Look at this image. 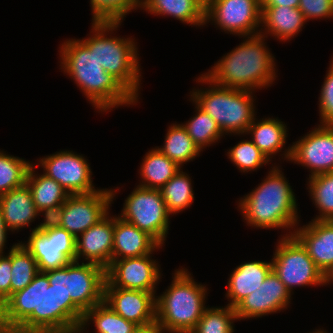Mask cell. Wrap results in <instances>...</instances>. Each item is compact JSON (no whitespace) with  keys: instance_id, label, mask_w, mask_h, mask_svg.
Returning <instances> with one entry per match:
<instances>
[{"instance_id":"obj_1","label":"cell","mask_w":333,"mask_h":333,"mask_svg":"<svg viewBox=\"0 0 333 333\" xmlns=\"http://www.w3.org/2000/svg\"><path fill=\"white\" fill-rule=\"evenodd\" d=\"M83 316L71 297L54 289L47 275L39 272L0 307V333H68Z\"/></svg>"},{"instance_id":"obj_2","label":"cell","mask_w":333,"mask_h":333,"mask_svg":"<svg viewBox=\"0 0 333 333\" xmlns=\"http://www.w3.org/2000/svg\"><path fill=\"white\" fill-rule=\"evenodd\" d=\"M59 45V69L74 81L98 113L140 103L115 77L108 74L80 39L69 38Z\"/></svg>"},{"instance_id":"obj_3","label":"cell","mask_w":333,"mask_h":333,"mask_svg":"<svg viewBox=\"0 0 333 333\" xmlns=\"http://www.w3.org/2000/svg\"><path fill=\"white\" fill-rule=\"evenodd\" d=\"M271 165L262 182L237 200V208L248 227L286 230L281 237L290 236L301 221L296 194L282 171L285 169Z\"/></svg>"},{"instance_id":"obj_4","label":"cell","mask_w":333,"mask_h":333,"mask_svg":"<svg viewBox=\"0 0 333 333\" xmlns=\"http://www.w3.org/2000/svg\"><path fill=\"white\" fill-rule=\"evenodd\" d=\"M267 39L261 33L243 36L239 45L203 73L214 83L232 89L257 92L271 87L278 79V69Z\"/></svg>"},{"instance_id":"obj_5","label":"cell","mask_w":333,"mask_h":333,"mask_svg":"<svg viewBox=\"0 0 333 333\" xmlns=\"http://www.w3.org/2000/svg\"><path fill=\"white\" fill-rule=\"evenodd\" d=\"M122 23L92 21L87 38L82 37L80 40L95 52L96 59L104 70L140 101L142 66L139 60L138 42L132 36H114Z\"/></svg>"},{"instance_id":"obj_6","label":"cell","mask_w":333,"mask_h":333,"mask_svg":"<svg viewBox=\"0 0 333 333\" xmlns=\"http://www.w3.org/2000/svg\"><path fill=\"white\" fill-rule=\"evenodd\" d=\"M179 267L166 290L155 296L156 322L164 333L193 331L208 307L209 288L196 282L186 267Z\"/></svg>"},{"instance_id":"obj_7","label":"cell","mask_w":333,"mask_h":333,"mask_svg":"<svg viewBox=\"0 0 333 333\" xmlns=\"http://www.w3.org/2000/svg\"><path fill=\"white\" fill-rule=\"evenodd\" d=\"M196 82L202 87L192 88L188 96L216 121L224 136L245 135L257 115L256 92L220 86L204 73Z\"/></svg>"},{"instance_id":"obj_8","label":"cell","mask_w":333,"mask_h":333,"mask_svg":"<svg viewBox=\"0 0 333 333\" xmlns=\"http://www.w3.org/2000/svg\"><path fill=\"white\" fill-rule=\"evenodd\" d=\"M44 273L49 284L71 297L84 313L104 301L106 269L98 264L70 261L64 267Z\"/></svg>"},{"instance_id":"obj_9","label":"cell","mask_w":333,"mask_h":333,"mask_svg":"<svg viewBox=\"0 0 333 333\" xmlns=\"http://www.w3.org/2000/svg\"><path fill=\"white\" fill-rule=\"evenodd\" d=\"M279 237L271 258L272 270L289 292L293 295L297 287H324V275L302 243L294 235Z\"/></svg>"},{"instance_id":"obj_10","label":"cell","mask_w":333,"mask_h":333,"mask_svg":"<svg viewBox=\"0 0 333 333\" xmlns=\"http://www.w3.org/2000/svg\"><path fill=\"white\" fill-rule=\"evenodd\" d=\"M118 216L152 236L161 246H165L172 216L167 210L160 189L137 185L125 198Z\"/></svg>"},{"instance_id":"obj_11","label":"cell","mask_w":333,"mask_h":333,"mask_svg":"<svg viewBox=\"0 0 333 333\" xmlns=\"http://www.w3.org/2000/svg\"><path fill=\"white\" fill-rule=\"evenodd\" d=\"M29 234L26 241L20 242L36 259L39 272L61 268L75 261L76 238L51 219L43 218L36 227L30 228Z\"/></svg>"},{"instance_id":"obj_12","label":"cell","mask_w":333,"mask_h":333,"mask_svg":"<svg viewBox=\"0 0 333 333\" xmlns=\"http://www.w3.org/2000/svg\"><path fill=\"white\" fill-rule=\"evenodd\" d=\"M119 189L101 188L91 194L70 195L50 219L77 238L111 211Z\"/></svg>"},{"instance_id":"obj_13","label":"cell","mask_w":333,"mask_h":333,"mask_svg":"<svg viewBox=\"0 0 333 333\" xmlns=\"http://www.w3.org/2000/svg\"><path fill=\"white\" fill-rule=\"evenodd\" d=\"M204 23L238 38L259 34L261 0H205Z\"/></svg>"},{"instance_id":"obj_14","label":"cell","mask_w":333,"mask_h":333,"mask_svg":"<svg viewBox=\"0 0 333 333\" xmlns=\"http://www.w3.org/2000/svg\"><path fill=\"white\" fill-rule=\"evenodd\" d=\"M37 160L33 164L43 169V174L58 182L70 195L91 194L101 189L95 188L88 159L80 153L66 149Z\"/></svg>"},{"instance_id":"obj_15","label":"cell","mask_w":333,"mask_h":333,"mask_svg":"<svg viewBox=\"0 0 333 333\" xmlns=\"http://www.w3.org/2000/svg\"><path fill=\"white\" fill-rule=\"evenodd\" d=\"M153 254L112 260L106 268L104 287L140 290L156 296L163 274L159 262L152 258Z\"/></svg>"},{"instance_id":"obj_16","label":"cell","mask_w":333,"mask_h":333,"mask_svg":"<svg viewBox=\"0 0 333 333\" xmlns=\"http://www.w3.org/2000/svg\"><path fill=\"white\" fill-rule=\"evenodd\" d=\"M299 138L291 143L289 162L308 169V178L333 172V125L317 124Z\"/></svg>"},{"instance_id":"obj_17","label":"cell","mask_w":333,"mask_h":333,"mask_svg":"<svg viewBox=\"0 0 333 333\" xmlns=\"http://www.w3.org/2000/svg\"><path fill=\"white\" fill-rule=\"evenodd\" d=\"M291 301L292 294L271 270L261 286L242 299L234 309L237 320L241 322L245 319H259L281 311L284 312L292 304Z\"/></svg>"},{"instance_id":"obj_18","label":"cell","mask_w":333,"mask_h":333,"mask_svg":"<svg viewBox=\"0 0 333 333\" xmlns=\"http://www.w3.org/2000/svg\"><path fill=\"white\" fill-rule=\"evenodd\" d=\"M104 302L137 326L156 322L155 295L151 292L104 287Z\"/></svg>"},{"instance_id":"obj_19","label":"cell","mask_w":333,"mask_h":333,"mask_svg":"<svg viewBox=\"0 0 333 333\" xmlns=\"http://www.w3.org/2000/svg\"><path fill=\"white\" fill-rule=\"evenodd\" d=\"M109 212L98 223L76 238L75 261L95 263L107 268L112 261L114 215Z\"/></svg>"},{"instance_id":"obj_20","label":"cell","mask_w":333,"mask_h":333,"mask_svg":"<svg viewBox=\"0 0 333 333\" xmlns=\"http://www.w3.org/2000/svg\"><path fill=\"white\" fill-rule=\"evenodd\" d=\"M255 118L247 129L245 135L249 136L255 146L264 154V156L273 163L275 155H279L283 161H290L292 153V145L288 144V128L287 123L278 119V117L268 116L265 118ZM259 119V120H258ZM285 149V150H284ZM282 152V153H280ZM279 153V154H278Z\"/></svg>"},{"instance_id":"obj_21","label":"cell","mask_w":333,"mask_h":333,"mask_svg":"<svg viewBox=\"0 0 333 333\" xmlns=\"http://www.w3.org/2000/svg\"><path fill=\"white\" fill-rule=\"evenodd\" d=\"M293 235L302 243L316 267L325 275L333 266V221L311 220L294 229Z\"/></svg>"},{"instance_id":"obj_22","label":"cell","mask_w":333,"mask_h":333,"mask_svg":"<svg viewBox=\"0 0 333 333\" xmlns=\"http://www.w3.org/2000/svg\"><path fill=\"white\" fill-rule=\"evenodd\" d=\"M162 247L152 236L114 214L112 260L141 257Z\"/></svg>"},{"instance_id":"obj_23","label":"cell","mask_w":333,"mask_h":333,"mask_svg":"<svg viewBox=\"0 0 333 333\" xmlns=\"http://www.w3.org/2000/svg\"><path fill=\"white\" fill-rule=\"evenodd\" d=\"M306 22L298 8L261 6L260 33L267 38L270 36L279 42H290L305 28Z\"/></svg>"},{"instance_id":"obj_24","label":"cell","mask_w":333,"mask_h":333,"mask_svg":"<svg viewBox=\"0 0 333 333\" xmlns=\"http://www.w3.org/2000/svg\"><path fill=\"white\" fill-rule=\"evenodd\" d=\"M271 270V259L245 261L236 266L227 279V291L224 294L228 300L227 305L234 308L242 299L257 290Z\"/></svg>"},{"instance_id":"obj_25","label":"cell","mask_w":333,"mask_h":333,"mask_svg":"<svg viewBox=\"0 0 333 333\" xmlns=\"http://www.w3.org/2000/svg\"><path fill=\"white\" fill-rule=\"evenodd\" d=\"M0 207L5 225L12 234L18 233L26 227L30 228L31 223L42 216L37 210L31 191L26 184L1 194Z\"/></svg>"},{"instance_id":"obj_26","label":"cell","mask_w":333,"mask_h":333,"mask_svg":"<svg viewBox=\"0 0 333 333\" xmlns=\"http://www.w3.org/2000/svg\"><path fill=\"white\" fill-rule=\"evenodd\" d=\"M36 170L35 165L32 164L27 174L26 185L31 191L37 210L45 219H50L70 194L54 179Z\"/></svg>"},{"instance_id":"obj_27","label":"cell","mask_w":333,"mask_h":333,"mask_svg":"<svg viewBox=\"0 0 333 333\" xmlns=\"http://www.w3.org/2000/svg\"><path fill=\"white\" fill-rule=\"evenodd\" d=\"M140 10L171 17L192 27H205V0H141Z\"/></svg>"},{"instance_id":"obj_28","label":"cell","mask_w":333,"mask_h":333,"mask_svg":"<svg viewBox=\"0 0 333 333\" xmlns=\"http://www.w3.org/2000/svg\"><path fill=\"white\" fill-rule=\"evenodd\" d=\"M181 167L161 153L152 148L143 156L138 169L139 182L137 185L149 189H161Z\"/></svg>"},{"instance_id":"obj_29","label":"cell","mask_w":333,"mask_h":333,"mask_svg":"<svg viewBox=\"0 0 333 333\" xmlns=\"http://www.w3.org/2000/svg\"><path fill=\"white\" fill-rule=\"evenodd\" d=\"M164 144L156 146L161 153L177 163L181 168L197 157L201 156V150L188 135L181 123L175 122L168 126Z\"/></svg>"},{"instance_id":"obj_30","label":"cell","mask_w":333,"mask_h":333,"mask_svg":"<svg viewBox=\"0 0 333 333\" xmlns=\"http://www.w3.org/2000/svg\"><path fill=\"white\" fill-rule=\"evenodd\" d=\"M190 174L180 169L161 189L167 210L173 216L188 210L194 203L195 193Z\"/></svg>"},{"instance_id":"obj_31","label":"cell","mask_w":333,"mask_h":333,"mask_svg":"<svg viewBox=\"0 0 333 333\" xmlns=\"http://www.w3.org/2000/svg\"><path fill=\"white\" fill-rule=\"evenodd\" d=\"M91 323L94 333H132L137 326L118 315L104 301L87 310L80 325L87 329Z\"/></svg>"},{"instance_id":"obj_32","label":"cell","mask_w":333,"mask_h":333,"mask_svg":"<svg viewBox=\"0 0 333 333\" xmlns=\"http://www.w3.org/2000/svg\"><path fill=\"white\" fill-rule=\"evenodd\" d=\"M192 102L195 109V114L185 123H181L186 129L188 135L203 152L207 147L209 148L215 143H219L225 136L217 125L216 121L200 108L191 98L188 99Z\"/></svg>"},{"instance_id":"obj_33","label":"cell","mask_w":333,"mask_h":333,"mask_svg":"<svg viewBox=\"0 0 333 333\" xmlns=\"http://www.w3.org/2000/svg\"><path fill=\"white\" fill-rule=\"evenodd\" d=\"M308 195L312 204L318 210L311 220L333 219V172L322 173L307 178Z\"/></svg>"},{"instance_id":"obj_34","label":"cell","mask_w":333,"mask_h":333,"mask_svg":"<svg viewBox=\"0 0 333 333\" xmlns=\"http://www.w3.org/2000/svg\"><path fill=\"white\" fill-rule=\"evenodd\" d=\"M38 273L36 259L18 241L11 249V295L29 285Z\"/></svg>"},{"instance_id":"obj_35","label":"cell","mask_w":333,"mask_h":333,"mask_svg":"<svg viewBox=\"0 0 333 333\" xmlns=\"http://www.w3.org/2000/svg\"><path fill=\"white\" fill-rule=\"evenodd\" d=\"M32 164L33 161L0 149V195L25 185Z\"/></svg>"},{"instance_id":"obj_36","label":"cell","mask_w":333,"mask_h":333,"mask_svg":"<svg viewBox=\"0 0 333 333\" xmlns=\"http://www.w3.org/2000/svg\"><path fill=\"white\" fill-rule=\"evenodd\" d=\"M249 139V140H248ZM248 139H241L233 147L227 150V158L237 167L242 174H249L253 171L263 168L262 166H270V161L264 154L255 146L253 141Z\"/></svg>"},{"instance_id":"obj_37","label":"cell","mask_w":333,"mask_h":333,"mask_svg":"<svg viewBox=\"0 0 333 333\" xmlns=\"http://www.w3.org/2000/svg\"><path fill=\"white\" fill-rule=\"evenodd\" d=\"M238 322L235 309L229 305L207 307L193 333H234Z\"/></svg>"},{"instance_id":"obj_38","label":"cell","mask_w":333,"mask_h":333,"mask_svg":"<svg viewBox=\"0 0 333 333\" xmlns=\"http://www.w3.org/2000/svg\"><path fill=\"white\" fill-rule=\"evenodd\" d=\"M92 21L123 22L127 14L140 9L141 0H90Z\"/></svg>"},{"instance_id":"obj_39","label":"cell","mask_w":333,"mask_h":333,"mask_svg":"<svg viewBox=\"0 0 333 333\" xmlns=\"http://www.w3.org/2000/svg\"><path fill=\"white\" fill-rule=\"evenodd\" d=\"M330 59L317 102L320 125H333V55Z\"/></svg>"},{"instance_id":"obj_40","label":"cell","mask_w":333,"mask_h":333,"mask_svg":"<svg viewBox=\"0 0 333 333\" xmlns=\"http://www.w3.org/2000/svg\"><path fill=\"white\" fill-rule=\"evenodd\" d=\"M298 9L309 20L333 19V0H299Z\"/></svg>"},{"instance_id":"obj_41","label":"cell","mask_w":333,"mask_h":333,"mask_svg":"<svg viewBox=\"0 0 333 333\" xmlns=\"http://www.w3.org/2000/svg\"><path fill=\"white\" fill-rule=\"evenodd\" d=\"M16 244L10 246L6 255L0 256V307L11 296V249Z\"/></svg>"},{"instance_id":"obj_42","label":"cell","mask_w":333,"mask_h":333,"mask_svg":"<svg viewBox=\"0 0 333 333\" xmlns=\"http://www.w3.org/2000/svg\"><path fill=\"white\" fill-rule=\"evenodd\" d=\"M8 232L11 234V231L5 225L0 207V256L7 254L5 249L7 248L6 243L9 235Z\"/></svg>"},{"instance_id":"obj_43","label":"cell","mask_w":333,"mask_h":333,"mask_svg":"<svg viewBox=\"0 0 333 333\" xmlns=\"http://www.w3.org/2000/svg\"><path fill=\"white\" fill-rule=\"evenodd\" d=\"M261 6H288L298 8L299 0H261Z\"/></svg>"},{"instance_id":"obj_44","label":"cell","mask_w":333,"mask_h":333,"mask_svg":"<svg viewBox=\"0 0 333 333\" xmlns=\"http://www.w3.org/2000/svg\"><path fill=\"white\" fill-rule=\"evenodd\" d=\"M132 333H164L157 322L151 324L136 326Z\"/></svg>"},{"instance_id":"obj_45","label":"cell","mask_w":333,"mask_h":333,"mask_svg":"<svg viewBox=\"0 0 333 333\" xmlns=\"http://www.w3.org/2000/svg\"><path fill=\"white\" fill-rule=\"evenodd\" d=\"M331 284L333 286V266L324 275V286H328Z\"/></svg>"},{"instance_id":"obj_46","label":"cell","mask_w":333,"mask_h":333,"mask_svg":"<svg viewBox=\"0 0 333 333\" xmlns=\"http://www.w3.org/2000/svg\"><path fill=\"white\" fill-rule=\"evenodd\" d=\"M68 333H89L87 329H84L81 325L74 327Z\"/></svg>"},{"instance_id":"obj_47","label":"cell","mask_w":333,"mask_h":333,"mask_svg":"<svg viewBox=\"0 0 333 333\" xmlns=\"http://www.w3.org/2000/svg\"><path fill=\"white\" fill-rule=\"evenodd\" d=\"M308 333H328L326 329H322V328H319V329H314L312 332H308Z\"/></svg>"}]
</instances>
